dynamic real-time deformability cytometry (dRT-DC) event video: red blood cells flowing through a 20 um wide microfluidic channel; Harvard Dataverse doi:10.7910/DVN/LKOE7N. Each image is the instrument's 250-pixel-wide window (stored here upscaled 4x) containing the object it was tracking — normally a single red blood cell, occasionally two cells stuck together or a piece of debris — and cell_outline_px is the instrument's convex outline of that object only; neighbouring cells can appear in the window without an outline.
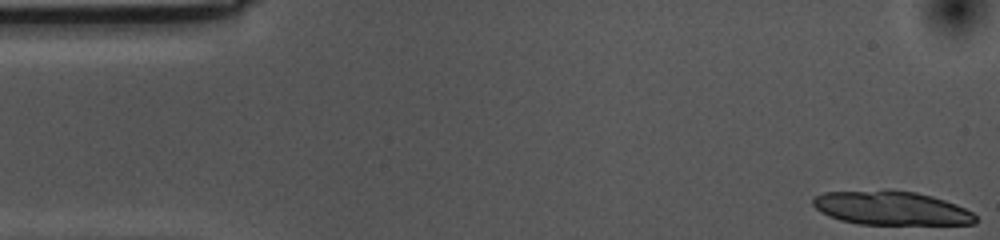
{"species": "common noctule bat (a hibernating species)", "species_latin": "Nyctalus noctula", "temperature_condition": "cold", "stored_images_in_passage": 31, "segment_of_instrument_passage": [1, 2], "camera_frame_rate_fps": 3000, "um_per_image_px": 0.085, "animal": {"sex": "female", "body_mass_g": 10.0, "forearm_length_mm": 53.1}, "frame": {"image": 1, "passage_image": 1, "time_ms": 0.0, "image_size_px": [1000, 240], "cell_outline_px": [[976, 224], [860, 224], [840, 220], [828, 216], [820, 212], [812, 204], [812, 196], [824, 192], [884, 188], [888, 188], [916, 192], [932, 196], [956, 204], [972, 212], [976, 216]], "centroid_in_image_um": [75.69, 17.66], "position_along_channel_um": 9.3, "area_um2": 32.71}}